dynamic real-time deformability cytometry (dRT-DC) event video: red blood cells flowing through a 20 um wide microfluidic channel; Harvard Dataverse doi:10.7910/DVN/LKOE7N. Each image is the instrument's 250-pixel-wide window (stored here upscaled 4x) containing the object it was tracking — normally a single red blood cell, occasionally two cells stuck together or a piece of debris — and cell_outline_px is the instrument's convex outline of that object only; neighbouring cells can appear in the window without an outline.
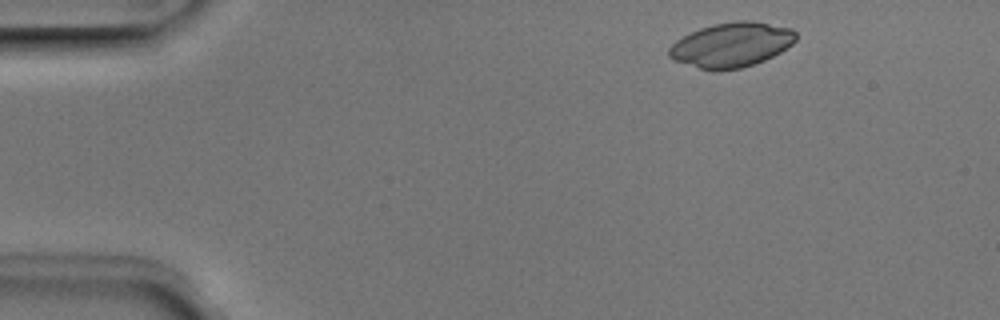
{"species": "Egyptian fruit bat (a non-hibernating species)", "species_latin": "Rousettus aegyptiacus", "temperature_condition": "room temperature", "stored_images_in_passage": 4, "camera_frame_rate_fps": 3000, "um_per_image_px": 0.085, "animal": {"sex": "male"}, "frame": {"image": 1, "passage_image": 1, "time_ms": 0.0, "image_size_px": [1000, 320], "cell_outline_px": [[796, 40], [792, 44], [780, 52], [764, 60], [740, 68], [712, 72], [672, 60], [668, 56], [668, 48], [676, 40], [700, 28], [712, 24], [736, 20], [752, 20], [792, 28], [796, 32]], "centroid_in_image_um": [62.16, 3.81], "position_along_channel_um": 22.8, "area_um2": 33.23}}